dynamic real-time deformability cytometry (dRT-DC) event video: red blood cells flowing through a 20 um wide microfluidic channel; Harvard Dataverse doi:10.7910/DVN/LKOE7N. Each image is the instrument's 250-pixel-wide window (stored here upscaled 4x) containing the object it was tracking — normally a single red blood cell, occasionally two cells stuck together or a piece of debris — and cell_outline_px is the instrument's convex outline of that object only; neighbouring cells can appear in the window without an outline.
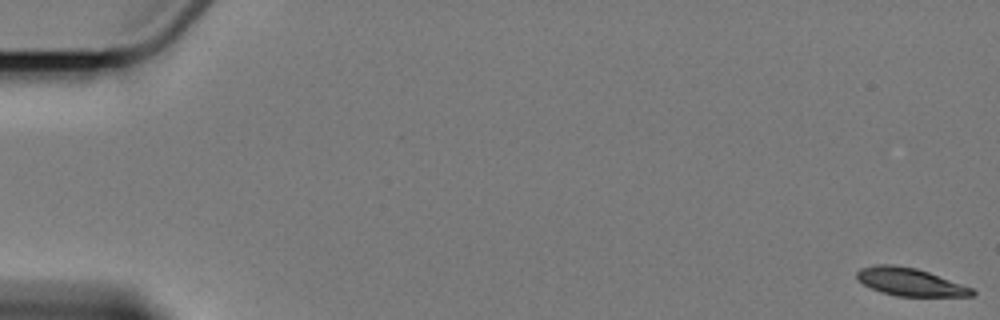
{"species": "Egyptian fruit bat (a non-hibernating species)", "species_latin": "Rousettus aegyptiacus", "temperature_condition": "cold", "stored_images_in_passage": 5, "camera_frame_rate_fps": 3000, "um_per_image_px": 0.085, "animal": {"sex": "female"}, "frame": {"image": 1, "passage_image": 1, "time_ms": 0.0, "image_size_px": [1000, 320], "cell_outline_px": [[976, 292], [972, 296], [896, 296], [880, 292], [864, 284], [856, 276], [856, 272], [860, 268], [876, 264], [892, 264], [916, 268], [928, 272], [972, 288]], "centroid_in_image_um": [77.33, 23.96], "position_along_channel_um": 7.7, "area_um2": 18.5}}
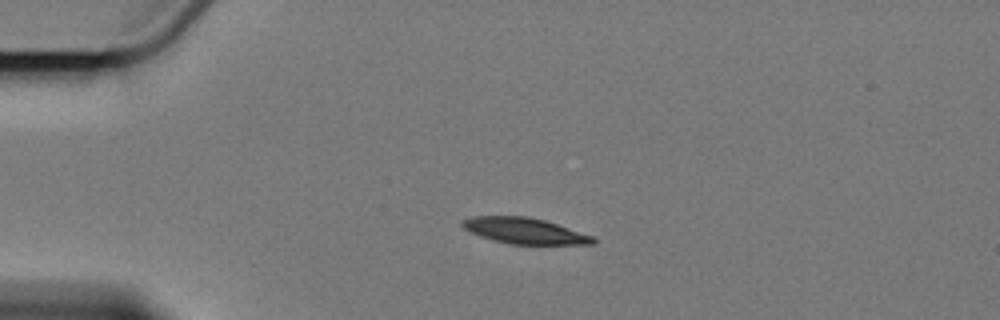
{"frame": {"image": 2, "passage_image": 4, "time_ms": 4.667, "image_size_px": [1000, 320], "cell_outline_px": [[596, 244], [508, 244], [492, 240], [480, 236], [464, 228], [460, 224], [460, 220], [472, 216], [528, 216], [544, 220], [592, 236], [596, 240]], "centroid_in_image_um": [44.54, 19.61], "position_along_channel_um": 40.5, "area_um2": 19.65}}